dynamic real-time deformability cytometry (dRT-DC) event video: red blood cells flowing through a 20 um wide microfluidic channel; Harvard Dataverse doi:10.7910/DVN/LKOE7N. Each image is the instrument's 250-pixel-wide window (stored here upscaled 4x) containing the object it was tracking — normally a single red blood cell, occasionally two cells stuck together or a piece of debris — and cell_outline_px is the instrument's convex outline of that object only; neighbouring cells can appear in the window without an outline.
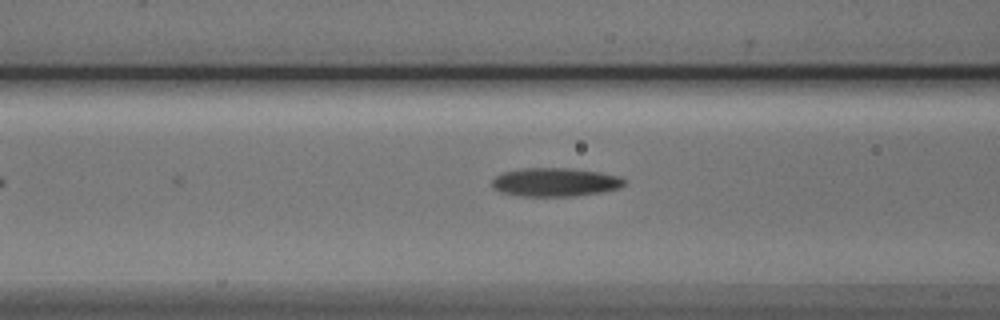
{"species": "Egyptian fruit bat (a non-hibernating species)", "species_latin": "Rousettus aegyptiacus", "temperature_condition": "cold", "stored_images_in_passage": 4, "camera_frame_rate_fps": 3000, "um_per_image_px": 0.085, "animal": {"sex": "male"}, "frame": {"image": 1, "passage_image": 4, "time_ms": 3.667, "image_size_px": [1000, 320], "cell_outline_px": [[624, 184], [620, 188], [604, 192], [576, 196], [520, 196], [500, 192], [492, 184], [492, 180], [496, 176], [504, 172], [524, 168], [568, 168], [596, 172], [616, 176], [624, 180]], "centroid_in_image_um": [47.18, 15.49], "position_along_channel_um": 119.4, "area_um2": 21.79}}